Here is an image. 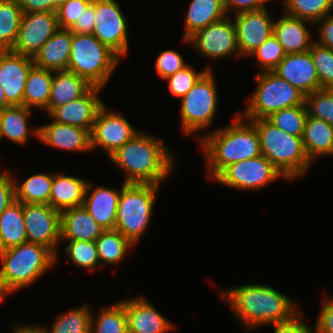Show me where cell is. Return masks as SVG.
<instances>
[{
	"mask_svg": "<svg viewBox=\"0 0 333 333\" xmlns=\"http://www.w3.org/2000/svg\"><path fill=\"white\" fill-rule=\"evenodd\" d=\"M219 295L229 304L232 316L249 331L286 321L300 310L292 298L266 284L230 287Z\"/></svg>",
	"mask_w": 333,
	"mask_h": 333,
	"instance_id": "obj_1",
	"label": "cell"
},
{
	"mask_svg": "<svg viewBox=\"0 0 333 333\" xmlns=\"http://www.w3.org/2000/svg\"><path fill=\"white\" fill-rule=\"evenodd\" d=\"M234 116L231 124L197 136L209 180H214L231 164L262 155L260 136L254 124L240 114Z\"/></svg>",
	"mask_w": 333,
	"mask_h": 333,
	"instance_id": "obj_2",
	"label": "cell"
},
{
	"mask_svg": "<svg viewBox=\"0 0 333 333\" xmlns=\"http://www.w3.org/2000/svg\"><path fill=\"white\" fill-rule=\"evenodd\" d=\"M175 157L162 139L139 132L109 158L124 170L125 184L161 185L172 173Z\"/></svg>",
	"mask_w": 333,
	"mask_h": 333,
	"instance_id": "obj_3",
	"label": "cell"
},
{
	"mask_svg": "<svg viewBox=\"0 0 333 333\" xmlns=\"http://www.w3.org/2000/svg\"><path fill=\"white\" fill-rule=\"evenodd\" d=\"M58 259L50 249L31 242L0 251V302L34 284Z\"/></svg>",
	"mask_w": 333,
	"mask_h": 333,
	"instance_id": "obj_4",
	"label": "cell"
},
{
	"mask_svg": "<svg viewBox=\"0 0 333 333\" xmlns=\"http://www.w3.org/2000/svg\"><path fill=\"white\" fill-rule=\"evenodd\" d=\"M260 136L261 153L283 175L285 180H295L309 171L312 162L306 155L302 137L280 130L267 119H247Z\"/></svg>",
	"mask_w": 333,
	"mask_h": 333,
	"instance_id": "obj_5",
	"label": "cell"
},
{
	"mask_svg": "<svg viewBox=\"0 0 333 333\" xmlns=\"http://www.w3.org/2000/svg\"><path fill=\"white\" fill-rule=\"evenodd\" d=\"M119 62L120 58L92 33H72L67 71L103 88Z\"/></svg>",
	"mask_w": 333,
	"mask_h": 333,
	"instance_id": "obj_6",
	"label": "cell"
},
{
	"mask_svg": "<svg viewBox=\"0 0 333 333\" xmlns=\"http://www.w3.org/2000/svg\"><path fill=\"white\" fill-rule=\"evenodd\" d=\"M161 185L125 184L117 206L115 228L133 245L146 233Z\"/></svg>",
	"mask_w": 333,
	"mask_h": 333,
	"instance_id": "obj_7",
	"label": "cell"
},
{
	"mask_svg": "<svg viewBox=\"0 0 333 333\" xmlns=\"http://www.w3.org/2000/svg\"><path fill=\"white\" fill-rule=\"evenodd\" d=\"M256 87L248 97L245 119H266L284 108L305 105V94L273 71H260L255 75Z\"/></svg>",
	"mask_w": 333,
	"mask_h": 333,
	"instance_id": "obj_8",
	"label": "cell"
},
{
	"mask_svg": "<svg viewBox=\"0 0 333 333\" xmlns=\"http://www.w3.org/2000/svg\"><path fill=\"white\" fill-rule=\"evenodd\" d=\"M216 84L213 70H208L181 98L182 133L198 135L214 122L218 108Z\"/></svg>",
	"mask_w": 333,
	"mask_h": 333,
	"instance_id": "obj_9",
	"label": "cell"
},
{
	"mask_svg": "<svg viewBox=\"0 0 333 333\" xmlns=\"http://www.w3.org/2000/svg\"><path fill=\"white\" fill-rule=\"evenodd\" d=\"M283 175L263 155L227 166L213 181L240 190H259Z\"/></svg>",
	"mask_w": 333,
	"mask_h": 333,
	"instance_id": "obj_10",
	"label": "cell"
},
{
	"mask_svg": "<svg viewBox=\"0 0 333 333\" xmlns=\"http://www.w3.org/2000/svg\"><path fill=\"white\" fill-rule=\"evenodd\" d=\"M127 18L115 0H95V23L92 34L120 59L129 52Z\"/></svg>",
	"mask_w": 333,
	"mask_h": 333,
	"instance_id": "obj_11",
	"label": "cell"
},
{
	"mask_svg": "<svg viewBox=\"0 0 333 333\" xmlns=\"http://www.w3.org/2000/svg\"><path fill=\"white\" fill-rule=\"evenodd\" d=\"M231 17L211 23L205 28L196 31L188 39L183 38L182 42L193 44L197 53L212 60H217L230 55L239 56L240 52L237 45L235 24Z\"/></svg>",
	"mask_w": 333,
	"mask_h": 333,
	"instance_id": "obj_12",
	"label": "cell"
},
{
	"mask_svg": "<svg viewBox=\"0 0 333 333\" xmlns=\"http://www.w3.org/2000/svg\"><path fill=\"white\" fill-rule=\"evenodd\" d=\"M140 131L121 114L110 111L104 104L97 112L90 132L91 150L96 147L110 157Z\"/></svg>",
	"mask_w": 333,
	"mask_h": 333,
	"instance_id": "obj_13",
	"label": "cell"
},
{
	"mask_svg": "<svg viewBox=\"0 0 333 333\" xmlns=\"http://www.w3.org/2000/svg\"><path fill=\"white\" fill-rule=\"evenodd\" d=\"M23 217L27 242L45 246L58 256L61 212L49 204L23 203Z\"/></svg>",
	"mask_w": 333,
	"mask_h": 333,
	"instance_id": "obj_14",
	"label": "cell"
},
{
	"mask_svg": "<svg viewBox=\"0 0 333 333\" xmlns=\"http://www.w3.org/2000/svg\"><path fill=\"white\" fill-rule=\"evenodd\" d=\"M58 28L56 11L23 13L11 51L33 57Z\"/></svg>",
	"mask_w": 333,
	"mask_h": 333,
	"instance_id": "obj_15",
	"label": "cell"
},
{
	"mask_svg": "<svg viewBox=\"0 0 333 333\" xmlns=\"http://www.w3.org/2000/svg\"><path fill=\"white\" fill-rule=\"evenodd\" d=\"M237 45L241 57L250 56L273 34L274 18L268 9L234 15Z\"/></svg>",
	"mask_w": 333,
	"mask_h": 333,
	"instance_id": "obj_16",
	"label": "cell"
},
{
	"mask_svg": "<svg viewBox=\"0 0 333 333\" xmlns=\"http://www.w3.org/2000/svg\"><path fill=\"white\" fill-rule=\"evenodd\" d=\"M33 65L30 56L0 50V83L10 106L23 105L24 86Z\"/></svg>",
	"mask_w": 333,
	"mask_h": 333,
	"instance_id": "obj_17",
	"label": "cell"
},
{
	"mask_svg": "<svg viewBox=\"0 0 333 333\" xmlns=\"http://www.w3.org/2000/svg\"><path fill=\"white\" fill-rule=\"evenodd\" d=\"M102 87L92 86L83 96L55 107L48 115L58 123L92 130L98 110L105 104L98 93Z\"/></svg>",
	"mask_w": 333,
	"mask_h": 333,
	"instance_id": "obj_18",
	"label": "cell"
},
{
	"mask_svg": "<svg viewBox=\"0 0 333 333\" xmlns=\"http://www.w3.org/2000/svg\"><path fill=\"white\" fill-rule=\"evenodd\" d=\"M273 72L305 95L320 90L317 69L310 51L286 54Z\"/></svg>",
	"mask_w": 333,
	"mask_h": 333,
	"instance_id": "obj_19",
	"label": "cell"
},
{
	"mask_svg": "<svg viewBox=\"0 0 333 333\" xmlns=\"http://www.w3.org/2000/svg\"><path fill=\"white\" fill-rule=\"evenodd\" d=\"M126 310L128 333H168L174 328L156 308L141 297L121 301Z\"/></svg>",
	"mask_w": 333,
	"mask_h": 333,
	"instance_id": "obj_20",
	"label": "cell"
},
{
	"mask_svg": "<svg viewBox=\"0 0 333 333\" xmlns=\"http://www.w3.org/2000/svg\"><path fill=\"white\" fill-rule=\"evenodd\" d=\"M39 140L65 151H91L90 133L83 128L55 121L39 126Z\"/></svg>",
	"mask_w": 333,
	"mask_h": 333,
	"instance_id": "obj_21",
	"label": "cell"
},
{
	"mask_svg": "<svg viewBox=\"0 0 333 333\" xmlns=\"http://www.w3.org/2000/svg\"><path fill=\"white\" fill-rule=\"evenodd\" d=\"M92 187V182L88 181L83 206L96 223L105 229H114L121 190L105 186H98L92 190Z\"/></svg>",
	"mask_w": 333,
	"mask_h": 333,
	"instance_id": "obj_22",
	"label": "cell"
},
{
	"mask_svg": "<svg viewBox=\"0 0 333 333\" xmlns=\"http://www.w3.org/2000/svg\"><path fill=\"white\" fill-rule=\"evenodd\" d=\"M283 14L280 19L274 20L273 34L285 53L294 54L309 51L315 40L312 39L311 32L306 24H314L286 13Z\"/></svg>",
	"mask_w": 333,
	"mask_h": 333,
	"instance_id": "obj_23",
	"label": "cell"
},
{
	"mask_svg": "<svg viewBox=\"0 0 333 333\" xmlns=\"http://www.w3.org/2000/svg\"><path fill=\"white\" fill-rule=\"evenodd\" d=\"M72 32L58 30L43 44L32 57L35 66L51 70L66 71L71 53Z\"/></svg>",
	"mask_w": 333,
	"mask_h": 333,
	"instance_id": "obj_24",
	"label": "cell"
},
{
	"mask_svg": "<svg viewBox=\"0 0 333 333\" xmlns=\"http://www.w3.org/2000/svg\"><path fill=\"white\" fill-rule=\"evenodd\" d=\"M105 230L84 206L61 212L60 240L96 241Z\"/></svg>",
	"mask_w": 333,
	"mask_h": 333,
	"instance_id": "obj_25",
	"label": "cell"
},
{
	"mask_svg": "<svg viewBox=\"0 0 333 333\" xmlns=\"http://www.w3.org/2000/svg\"><path fill=\"white\" fill-rule=\"evenodd\" d=\"M87 183L79 176L53 173L49 205L60 212L83 206Z\"/></svg>",
	"mask_w": 333,
	"mask_h": 333,
	"instance_id": "obj_26",
	"label": "cell"
},
{
	"mask_svg": "<svg viewBox=\"0 0 333 333\" xmlns=\"http://www.w3.org/2000/svg\"><path fill=\"white\" fill-rule=\"evenodd\" d=\"M92 85L83 77L70 71H53L48 103V114L58 106L70 103L83 96Z\"/></svg>",
	"mask_w": 333,
	"mask_h": 333,
	"instance_id": "obj_27",
	"label": "cell"
},
{
	"mask_svg": "<svg viewBox=\"0 0 333 333\" xmlns=\"http://www.w3.org/2000/svg\"><path fill=\"white\" fill-rule=\"evenodd\" d=\"M31 111L23 105L0 110V138H7L18 145H25L31 134L38 139L39 127H31L27 122Z\"/></svg>",
	"mask_w": 333,
	"mask_h": 333,
	"instance_id": "obj_28",
	"label": "cell"
},
{
	"mask_svg": "<svg viewBox=\"0 0 333 333\" xmlns=\"http://www.w3.org/2000/svg\"><path fill=\"white\" fill-rule=\"evenodd\" d=\"M302 140L312 163L318 156L333 155V125L321 119L307 115Z\"/></svg>",
	"mask_w": 333,
	"mask_h": 333,
	"instance_id": "obj_29",
	"label": "cell"
},
{
	"mask_svg": "<svg viewBox=\"0 0 333 333\" xmlns=\"http://www.w3.org/2000/svg\"><path fill=\"white\" fill-rule=\"evenodd\" d=\"M224 0H191L185 18L183 38L226 17Z\"/></svg>",
	"mask_w": 333,
	"mask_h": 333,
	"instance_id": "obj_30",
	"label": "cell"
},
{
	"mask_svg": "<svg viewBox=\"0 0 333 333\" xmlns=\"http://www.w3.org/2000/svg\"><path fill=\"white\" fill-rule=\"evenodd\" d=\"M52 79L53 71L33 65L24 86L23 106L44 109L48 114Z\"/></svg>",
	"mask_w": 333,
	"mask_h": 333,
	"instance_id": "obj_31",
	"label": "cell"
},
{
	"mask_svg": "<svg viewBox=\"0 0 333 333\" xmlns=\"http://www.w3.org/2000/svg\"><path fill=\"white\" fill-rule=\"evenodd\" d=\"M27 242L23 203L14 200L0 214V251Z\"/></svg>",
	"mask_w": 333,
	"mask_h": 333,
	"instance_id": "obj_32",
	"label": "cell"
},
{
	"mask_svg": "<svg viewBox=\"0 0 333 333\" xmlns=\"http://www.w3.org/2000/svg\"><path fill=\"white\" fill-rule=\"evenodd\" d=\"M13 179L16 201L28 204H49L53 173H37L19 184L16 178Z\"/></svg>",
	"mask_w": 333,
	"mask_h": 333,
	"instance_id": "obj_33",
	"label": "cell"
},
{
	"mask_svg": "<svg viewBox=\"0 0 333 333\" xmlns=\"http://www.w3.org/2000/svg\"><path fill=\"white\" fill-rule=\"evenodd\" d=\"M100 266L122 262L128 250L135 247L116 229H106L95 241Z\"/></svg>",
	"mask_w": 333,
	"mask_h": 333,
	"instance_id": "obj_34",
	"label": "cell"
},
{
	"mask_svg": "<svg viewBox=\"0 0 333 333\" xmlns=\"http://www.w3.org/2000/svg\"><path fill=\"white\" fill-rule=\"evenodd\" d=\"M23 13L18 0H0V50L13 48Z\"/></svg>",
	"mask_w": 333,
	"mask_h": 333,
	"instance_id": "obj_35",
	"label": "cell"
},
{
	"mask_svg": "<svg viewBox=\"0 0 333 333\" xmlns=\"http://www.w3.org/2000/svg\"><path fill=\"white\" fill-rule=\"evenodd\" d=\"M91 314L88 305L84 304L59 314L51 327H41L46 333H90Z\"/></svg>",
	"mask_w": 333,
	"mask_h": 333,
	"instance_id": "obj_36",
	"label": "cell"
},
{
	"mask_svg": "<svg viewBox=\"0 0 333 333\" xmlns=\"http://www.w3.org/2000/svg\"><path fill=\"white\" fill-rule=\"evenodd\" d=\"M91 314L90 333H128L124 304L117 301L110 307H103L97 318Z\"/></svg>",
	"mask_w": 333,
	"mask_h": 333,
	"instance_id": "obj_37",
	"label": "cell"
},
{
	"mask_svg": "<svg viewBox=\"0 0 333 333\" xmlns=\"http://www.w3.org/2000/svg\"><path fill=\"white\" fill-rule=\"evenodd\" d=\"M284 12L313 24L330 15L333 0H282Z\"/></svg>",
	"mask_w": 333,
	"mask_h": 333,
	"instance_id": "obj_38",
	"label": "cell"
},
{
	"mask_svg": "<svg viewBox=\"0 0 333 333\" xmlns=\"http://www.w3.org/2000/svg\"><path fill=\"white\" fill-rule=\"evenodd\" d=\"M307 115L306 106L298 105L274 112L266 119L280 130L302 137Z\"/></svg>",
	"mask_w": 333,
	"mask_h": 333,
	"instance_id": "obj_39",
	"label": "cell"
},
{
	"mask_svg": "<svg viewBox=\"0 0 333 333\" xmlns=\"http://www.w3.org/2000/svg\"><path fill=\"white\" fill-rule=\"evenodd\" d=\"M67 241L69 242L65 247V255L72 263L88 271H94L99 267L95 241L60 240V242Z\"/></svg>",
	"mask_w": 333,
	"mask_h": 333,
	"instance_id": "obj_40",
	"label": "cell"
},
{
	"mask_svg": "<svg viewBox=\"0 0 333 333\" xmlns=\"http://www.w3.org/2000/svg\"><path fill=\"white\" fill-rule=\"evenodd\" d=\"M309 116L333 125V89H320L305 96Z\"/></svg>",
	"mask_w": 333,
	"mask_h": 333,
	"instance_id": "obj_41",
	"label": "cell"
},
{
	"mask_svg": "<svg viewBox=\"0 0 333 333\" xmlns=\"http://www.w3.org/2000/svg\"><path fill=\"white\" fill-rule=\"evenodd\" d=\"M309 51L317 69L320 89H333V49L314 41Z\"/></svg>",
	"mask_w": 333,
	"mask_h": 333,
	"instance_id": "obj_42",
	"label": "cell"
},
{
	"mask_svg": "<svg viewBox=\"0 0 333 333\" xmlns=\"http://www.w3.org/2000/svg\"><path fill=\"white\" fill-rule=\"evenodd\" d=\"M250 56L256 57V60L258 61L257 67L263 72L273 71L286 56V53L278 42V39L272 34Z\"/></svg>",
	"mask_w": 333,
	"mask_h": 333,
	"instance_id": "obj_43",
	"label": "cell"
},
{
	"mask_svg": "<svg viewBox=\"0 0 333 333\" xmlns=\"http://www.w3.org/2000/svg\"><path fill=\"white\" fill-rule=\"evenodd\" d=\"M208 70L212 68L208 66L203 71L196 72L191 65H187L164 80L168 81V88L172 95L181 99Z\"/></svg>",
	"mask_w": 333,
	"mask_h": 333,
	"instance_id": "obj_44",
	"label": "cell"
},
{
	"mask_svg": "<svg viewBox=\"0 0 333 333\" xmlns=\"http://www.w3.org/2000/svg\"><path fill=\"white\" fill-rule=\"evenodd\" d=\"M92 0H66L57 10V22L61 29H70Z\"/></svg>",
	"mask_w": 333,
	"mask_h": 333,
	"instance_id": "obj_45",
	"label": "cell"
},
{
	"mask_svg": "<svg viewBox=\"0 0 333 333\" xmlns=\"http://www.w3.org/2000/svg\"><path fill=\"white\" fill-rule=\"evenodd\" d=\"M187 65L188 64L185 63L184 58H182V55L178 51L168 49L161 52L157 57L155 69L160 78L164 80Z\"/></svg>",
	"mask_w": 333,
	"mask_h": 333,
	"instance_id": "obj_46",
	"label": "cell"
},
{
	"mask_svg": "<svg viewBox=\"0 0 333 333\" xmlns=\"http://www.w3.org/2000/svg\"><path fill=\"white\" fill-rule=\"evenodd\" d=\"M321 303L314 333H333V297L326 295Z\"/></svg>",
	"mask_w": 333,
	"mask_h": 333,
	"instance_id": "obj_47",
	"label": "cell"
},
{
	"mask_svg": "<svg viewBox=\"0 0 333 333\" xmlns=\"http://www.w3.org/2000/svg\"><path fill=\"white\" fill-rule=\"evenodd\" d=\"M302 313L299 310L290 319L272 324L274 327L273 333H314V330L310 328L301 317Z\"/></svg>",
	"mask_w": 333,
	"mask_h": 333,
	"instance_id": "obj_48",
	"label": "cell"
},
{
	"mask_svg": "<svg viewBox=\"0 0 333 333\" xmlns=\"http://www.w3.org/2000/svg\"><path fill=\"white\" fill-rule=\"evenodd\" d=\"M15 200L14 179L7 171L0 175V214Z\"/></svg>",
	"mask_w": 333,
	"mask_h": 333,
	"instance_id": "obj_49",
	"label": "cell"
},
{
	"mask_svg": "<svg viewBox=\"0 0 333 333\" xmlns=\"http://www.w3.org/2000/svg\"><path fill=\"white\" fill-rule=\"evenodd\" d=\"M95 23V0L82 12L75 24L69 29L72 33H92Z\"/></svg>",
	"mask_w": 333,
	"mask_h": 333,
	"instance_id": "obj_50",
	"label": "cell"
},
{
	"mask_svg": "<svg viewBox=\"0 0 333 333\" xmlns=\"http://www.w3.org/2000/svg\"><path fill=\"white\" fill-rule=\"evenodd\" d=\"M24 13L56 11L66 0H18Z\"/></svg>",
	"mask_w": 333,
	"mask_h": 333,
	"instance_id": "obj_51",
	"label": "cell"
},
{
	"mask_svg": "<svg viewBox=\"0 0 333 333\" xmlns=\"http://www.w3.org/2000/svg\"><path fill=\"white\" fill-rule=\"evenodd\" d=\"M318 25V26H316ZM318 27L317 42L319 45L333 49V14L319 20L316 24Z\"/></svg>",
	"mask_w": 333,
	"mask_h": 333,
	"instance_id": "obj_52",
	"label": "cell"
},
{
	"mask_svg": "<svg viewBox=\"0 0 333 333\" xmlns=\"http://www.w3.org/2000/svg\"><path fill=\"white\" fill-rule=\"evenodd\" d=\"M224 7L227 15L229 12L238 14L254 11V0H224Z\"/></svg>",
	"mask_w": 333,
	"mask_h": 333,
	"instance_id": "obj_53",
	"label": "cell"
},
{
	"mask_svg": "<svg viewBox=\"0 0 333 333\" xmlns=\"http://www.w3.org/2000/svg\"><path fill=\"white\" fill-rule=\"evenodd\" d=\"M13 333H46L41 325H33V324H22V323H14Z\"/></svg>",
	"mask_w": 333,
	"mask_h": 333,
	"instance_id": "obj_54",
	"label": "cell"
},
{
	"mask_svg": "<svg viewBox=\"0 0 333 333\" xmlns=\"http://www.w3.org/2000/svg\"><path fill=\"white\" fill-rule=\"evenodd\" d=\"M9 106L10 105L6 102L5 93L0 83V110H3L4 108H7Z\"/></svg>",
	"mask_w": 333,
	"mask_h": 333,
	"instance_id": "obj_55",
	"label": "cell"
},
{
	"mask_svg": "<svg viewBox=\"0 0 333 333\" xmlns=\"http://www.w3.org/2000/svg\"><path fill=\"white\" fill-rule=\"evenodd\" d=\"M270 0H254V11L260 10V9H268L266 7V3ZM272 1V0H271Z\"/></svg>",
	"mask_w": 333,
	"mask_h": 333,
	"instance_id": "obj_56",
	"label": "cell"
}]
</instances>
